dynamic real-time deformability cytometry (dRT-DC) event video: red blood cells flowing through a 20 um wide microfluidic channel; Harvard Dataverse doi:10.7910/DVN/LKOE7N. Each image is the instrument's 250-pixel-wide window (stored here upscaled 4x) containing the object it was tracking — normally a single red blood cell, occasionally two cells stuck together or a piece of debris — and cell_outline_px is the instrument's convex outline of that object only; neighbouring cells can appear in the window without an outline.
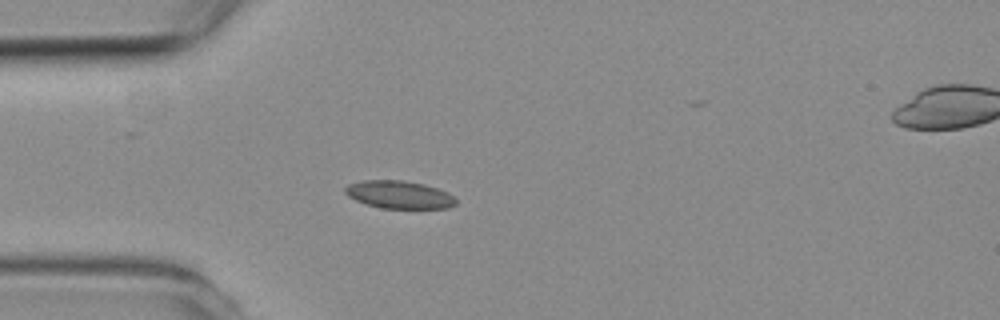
{"species": "common noctule bat (a hibernating species)", "species_latin": "Nyctalus noctula", "temperature_condition": "room temperature", "stored_images_in_passage": 3, "camera_frame_rate_fps": 3000, "um_per_image_px": 0.085, "animal": {"sex": "female", "body_mass_g": 19.3, "forearm_length_mm": 54.1}, "frame": {"image": 1, "passage_image": 2, "time_ms": 1.0, "image_size_px": [1000, 320], "cell_outline_px": [[456, 204], [448, 208], [380, 208], [364, 204], [348, 196], [344, 192], [344, 188], [348, 184], [360, 180], [400, 180], [424, 184], [448, 192], [456, 200]], "centroid_in_image_um": [33.89, 16.54], "position_along_channel_um": 51.1, "area_um2": 17.98}}